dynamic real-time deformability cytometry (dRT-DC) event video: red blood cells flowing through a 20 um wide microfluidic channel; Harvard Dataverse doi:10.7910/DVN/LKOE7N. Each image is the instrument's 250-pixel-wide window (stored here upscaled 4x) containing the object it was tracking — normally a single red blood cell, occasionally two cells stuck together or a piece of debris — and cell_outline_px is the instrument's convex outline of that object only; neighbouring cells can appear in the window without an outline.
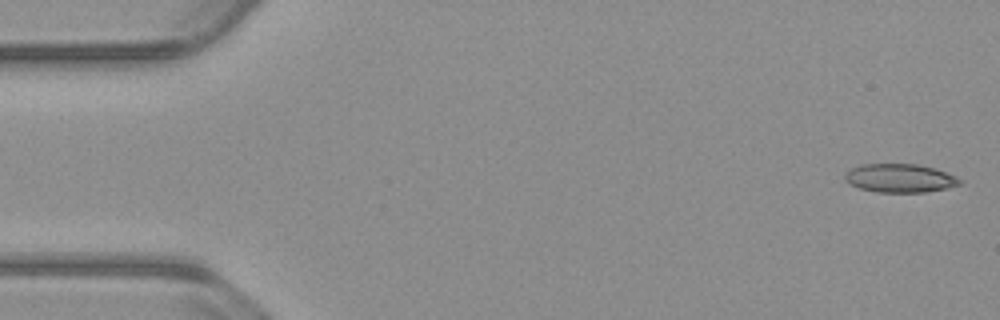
{"species": "common noctule bat (a hibernating species)", "species_latin": "Nyctalus noctula", "temperature_condition": "warm", "stored_images_in_passage": 53, "camera_frame_rate_fps": 3000, "um_per_image_px": 0.085, "animal": {"sex": "male", "body_mass_g": 23.1, "forearm_length_mm": 52.7}, "frame": {"image": 1, "passage_image": 1, "time_ms": 0.0, "image_size_px": [1000, 320], "cell_outline_px": [[964, 180], [960, 184], [944, 188], [924, 192], [876, 192], [860, 188], [844, 180], [844, 176], [852, 168], [860, 164], [916, 164], [932, 168], [956, 176]], "centroid_in_image_um": [76.48, 15.14], "position_along_channel_um": 8.5, "area_um2": 18.84}}
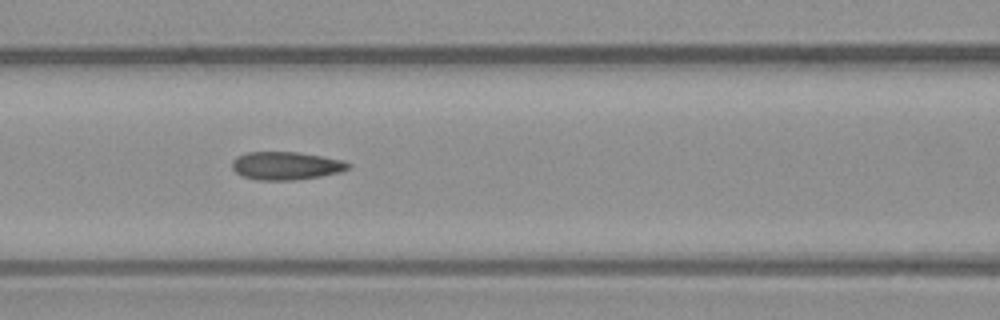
{"frame": {"image": 2, "passage_image": 22, "time_ms": 7.0, "image_size_px": [1000, 320], "cell_outline_px": [[352, 168], [340, 172], [320, 176], [296, 180], [256, 180], [240, 176], [232, 168], [232, 160], [236, 156], [248, 152], [300, 152], [344, 160], [352, 164]], "centroid_in_image_um": [24.33, 14.09], "position_along_channel_um": 142.3, "area_um2": 19.31}}
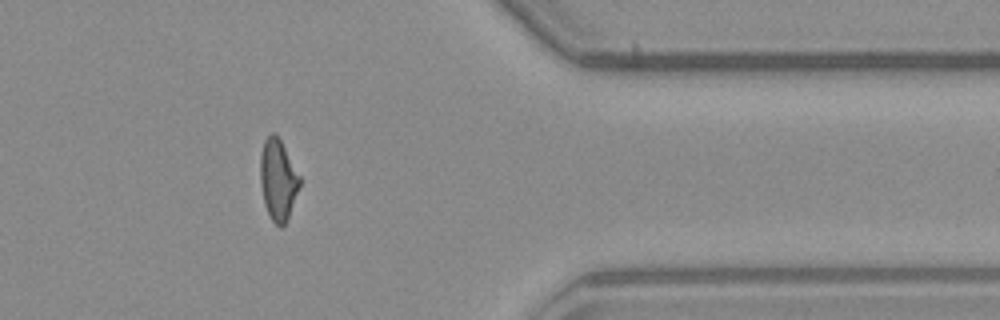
{"frame": {"image": 3, "passage_image": 43, "time_ms": 14.0, "image_size_px": [1000, 320], "cell_outline_px": [[300, 184], [288, 216], [284, 224], [280, 228], [272, 220], [264, 204], [260, 184], [260, 156], [264, 140], [272, 132], [276, 132], [300, 176]], "centroid_in_image_um": [23.61, 15.24], "position_along_channel_um": 387.8, "area_um2": 18.38}, "authors_computed_cell_mechanics": {"area_um2": 19.074, "velocity_mm_per_s": 3.8217, "shape_relaxation_time_tau1_ms": 6.8891, "shape_relaxation_time_tau2_ms": 1.4297, "deformation_change_tau1": 0.1951, "deformation_change_tau2": 0.1023}}